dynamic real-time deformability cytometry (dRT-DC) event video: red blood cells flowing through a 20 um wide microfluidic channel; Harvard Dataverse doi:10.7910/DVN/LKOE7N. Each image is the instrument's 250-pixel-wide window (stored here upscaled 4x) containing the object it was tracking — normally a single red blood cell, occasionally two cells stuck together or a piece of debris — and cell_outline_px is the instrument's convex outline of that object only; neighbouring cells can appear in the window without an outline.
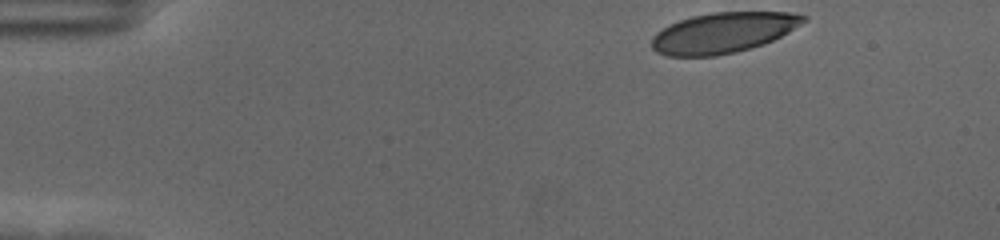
{"species": "human", "species_latin": "Homo sapiens", "temperature_condition": "cold", "stored_images_in_passage": 51, "camera_frame_rate_fps": 3000, "um_per_image_px": 0.085, "donor": {"sex": "female"}, "frame": {"image": 1, "passage_image": 1, "time_ms": 0.0, "image_size_px": [1000, 240], "cell_outline_px": [[808, 20], [788, 32], [764, 44], [736, 52], [716, 56], [668, 56], [656, 52], [652, 48], [652, 36], [656, 32], [668, 24], [692, 16], [712, 12], [788, 12], [808, 16]], "centroid_in_image_um": [61.45, 2.78], "position_along_channel_um": 23.5, "area_um2": 35.89}}
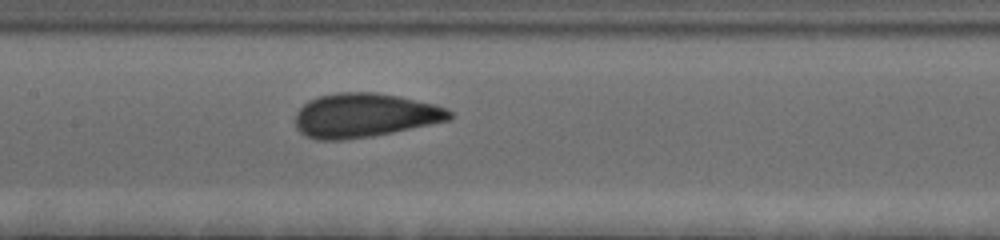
{"frame": {"image": 2, "passage_image": 22, "time_ms": 7.0, "image_size_px": [1000, 240], "cell_outline_px": [[452, 116], [448, 120], [392, 132], [372, 136], [344, 140], [316, 140], [304, 136], [296, 128], [296, 112], [308, 100], [320, 96], [336, 92], [376, 92], [400, 96], [436, 104], [448, 108], [452, 112]], "centroid_in_image_um": [30.97, 9.8], "position_along_channel_um": 176.4, "area_um2": 39.77}}
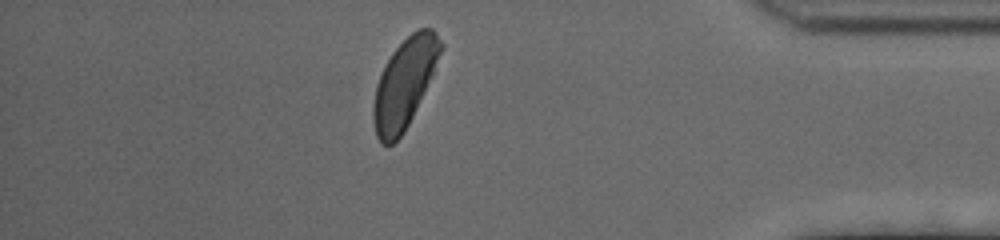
{"frame": {"image": 3, "passage_image": 44, "time_ms": 14.333, "image_size_px": [1000, 240], "cell_outline_px": [[444, 48], [412, 116], [404, 132], [392, 144], [380, 144], [376, 136], [372, 116], [372, 104], [376, 84], [392, 52], [412, 32], [420, 28], [432, 28], [436, 32], [444, 44]], "centroid_in_image_um": [34.37, 7.07], "position_along_channel_um": 400.8, "area_um2": 34.39}, "authors_computed_cell_mechanics": {"area_um2": 37.3388, "velocity_mm_per_s": 3.5002, "shape_relaxation_time_tau1_ms": 3.9652, "shape_relaxation_time_tau2_ms": null, "deformation_change_tau1": 0.1296, "deformation_change_tau2": null}}